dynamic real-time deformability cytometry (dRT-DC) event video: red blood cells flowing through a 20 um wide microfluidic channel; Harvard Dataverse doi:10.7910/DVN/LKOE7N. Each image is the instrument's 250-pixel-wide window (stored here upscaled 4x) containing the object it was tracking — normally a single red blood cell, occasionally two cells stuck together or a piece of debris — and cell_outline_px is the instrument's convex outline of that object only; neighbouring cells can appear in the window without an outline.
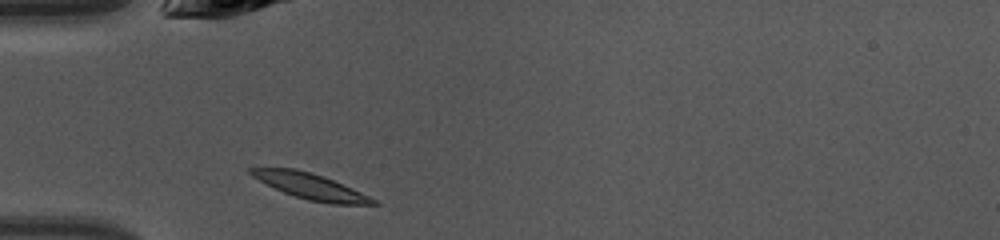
{"species": "common noctule bat (a hibernating species)", "species_latin": "Nyctalus noctula", "temperature_condition": "warm", "stored_images_in_passage": 34, "camera_frame_rate_fps": 3000, "um_per_image_px": 0.085, "animal": {"sex": "female", "body_mass_g": 10.0, "forearm_length_mm": 53.1}, "frame": {"image": 1, "passage_image": 1, "time_ms": 0.0, "image_size_px": [1000, 240], "cell_outline_px": [[380, 204], [332, 204], [308, 200], [284, 192], [252, 176], [248, 172], [248, 168], [296, 168], [312, 172], [324, 176], [360, 192], [376, 200]], "centroid_in_image_um": [26.39, 15.82], "position_along_channel_um": 58.6, "area_um2": 17.98}}
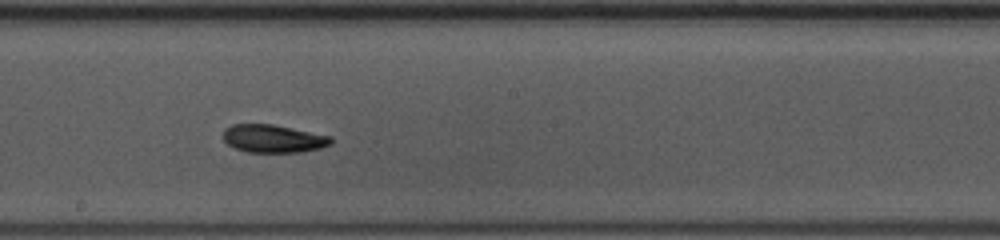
{"frame": {"image": 2, "passage_image": 13, "time_ms": 4.0, "image_size_px": [1000, 240], "cell_outline_px": [[332, 144], [320, 148], [304, 152], [248, 152], [236, 148], [228, 144], [224, 140], [224, 128], [232, 124], [272, 124], [332, 136]], "centroid_in_image_um": [23.25, 11.78], "position_along_channel_um": 224.9, "area_um2": 17.57}}
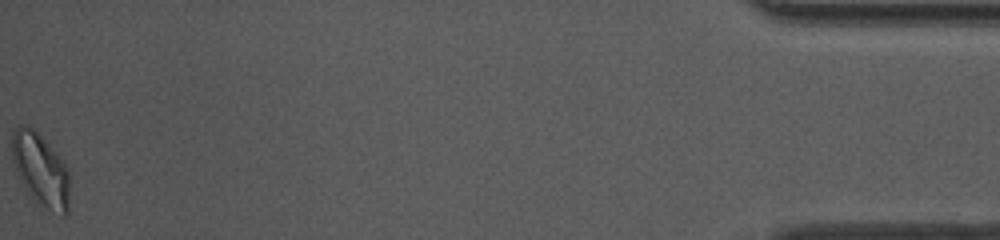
{"frame": {"image": 3, "passage_image": 34, "time_ms": 11.0, "image_size_px": [1000, 240], "cell_outline_px": [[68, 212], [64, 216], [40, 208], [28, 192], [20, 180], [16, 172], [12, 160], [12, 132], [16, 128], [24, 124], [28, 124], [64, 160], [68, 168]], "centroid_in_image_um": [3.45, 14.46], "position_along_channel_um": 431.7, "area_um2": 24.62}, "authors_computed_cell_mechanics": {"area_um2": 17.918, "velocity_mm_per_s": 4.263, "shape_relaxation_time_tau1_ms": 2.9947, "shape_relaxation_time_tau2_ms": null, "deformation_change_tau1": 0.1251, "deformation_change_tau2": null}}